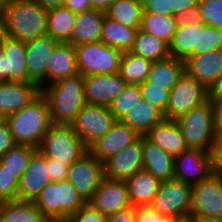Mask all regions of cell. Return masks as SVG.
<instances>
[{
    "label": "cell",
    "instance_id": "30",
    "mask_svg": "<svg viewBox=\"0 0 222 222\" xmlns=\"http://www.w3.org/2000/svg\"><path fill=\"white\" fill-rule=\"evenodd\" d=\"M184 72L185 61L168 57L153 62L146 81L152 83V86H164L170 91Z\"/></svg>",
    "mask_w": 222,
    "mask_h": 222
},
{
    "label": "cell",
    "instance_id": "18",
    "mask_svg": "<svg viewBox=\"0 0 222 222\" xmlns=\"http://www.w3.org/2000/svg\"><path fill=\"white\" fill-rule=\"evenodd\" d=\"M48 173L46 157L37 149L19 180L17 200L34 202L42 189L51 181Z\"/></svg>",
    "mask_w": 222,
    "mask_h": 222
},
{
    "label": "cell",
    "instance_id": "56",
    "mask_svg": "<svg viewBox=\"0 0 222 222\" xmlns=\"http://www.w3.org/2000/svg\"><path fill=\"white\" fill-rule=\"evenodd\" d=\"M8 81L7 58L0 49V82Z\"/></svg>",
    "mask_w": 222,
    "mask_h": 222
},
{
    "label": "cell",
    "instance_id": "8",
    "mask_svg": "<svg viewBox=\"0 0 222 222\" xmlns=\"http://www.w3.org/2000/svg\"><path fill=\"white\" fill-rule=\"evenodd\" d=\"M222 220V177L211 174L191 188L189 221Z\"/></svg>",
    "mask_w": 222,
    "mask_h": 222
},
{
    "label": "cell",
    "instance_id": "58",
    "mask_svg": "<svg viewBox=\"0 0 222 222\" xmlns=\"http://www.w3.org/2000/svg\"><path fill=\"white\" fill-rule=\"evenodd\" d=\"M38 4H40L45 9L56 8L59 6H63L65 0H35Z\"/></svg>",
    "mask_w": 222,
    "mask_h": 222
},
{
    "label": "cell",
    "instance_id": "22",
    "mask_svg": "<svg viewBox=\"0 0 222 222\" xmlns=\"http://www.w3.org/2000/svg\"><path fill=\"white\" fill-rule=\"evenodd\" d=\"M78 73L74 46L60 42L47 60L45 86Z\"/></svg>",
    "mask_w": 222,
    "mask_h": 222
},
{
    "label": "cell",
    "instance_id": "19",
    "mask_svg": "<svg viewBox=\"0 0 222 222\" xmlns=\"http://www.w3.org/2000/svg\"><path fill=\"white\" fill-rule=\"evenodd\" d=\"M140 137L130 126L116 120L111 129L96 140L88 151L100 162L104 163L122 148L132 144Z\"/></svg>",
    "mask_w": 222,
    "mask_h": 222
},
{
    "label": "cell",
    "instance_id": "34",
    "mask_svg": "<svg viewBox=\"0 0 222 222\" xmlns=\"http://www.w3.org/2000/svg\"><path fill=\"white\" fill-rule=\"evenodd\" d=\"M129 52L153 62L170 57L169 45L166 42L140 29L136 34L133 47Z\"/></svg>",
    "mask_w": 222,
    "mask_h": 222
},
{
    "label": "cell",
    "instance_id": "45",
    "mask_svg": "<svg viewBox=\"0 0 222 222\" xmlns=\"http://www.w3.org/2000/svg\"><path fill=\"white\" fill-rule=\"evenodd\" d=\"M180 217L162 216L150 206L136 207V222H185Z\"/></svg>",
    "mask_w": 222,
    "mask_h": 222
},
{
    "label": "cell",
    "instance_id": "35",
    "mask_svg": "<svg viewBox=\"0 0 222 222\" xmlns=\"http://www.w3.org/2000/svg\"><path fill=\"white\" fill-rule=\"evenodd\" d=\"M105 13L124 26L139 29L143 3L142 0H114Z\"/></svg>",
    "mask_w": 222,
    "mask_h": 222
},
{
    "label": "cell",
    "instance_id": "23",
    "mask_svg": "<svg viewBox=\"0 0 222 222\" xmlns=\"http://www.w3.org/2000/svg\"><path fill=\"white\" fill-rule=\"evenodd\" d=\"M143 169L160 181L174 177V157L155 145L146 136H142Z\"/></svg>",
    "mask_w": 222,
    "mask_h": 222
},
{
    "label": "cell",
    "instance_id": "13",
    "mask_svg": "<svg viewBox=\"0 0 222 222\" xmlns=\"http://www.w3.org/2000/svg\"><path fill=\"white\" fill-rule=\"evenodd\" d=\"M87 203L107 217L132 206L125 181L106 177L101 180Z\"/></svg>",
    "mask_w": 222,
    "mask_h": 222
},
{
    "label": "cell",
    "instance_id": "29",
    "mask_svg": "<svg viewBox=\"0 0 222 222\" xmlns=\"http://www.w3.org/2000/svg\"><path fill=\"white\" fill-rule=\"evenodd\" d=\"M139 29L124 26L105 13L101 29V42L123 52H129Z\"/></svg>",
    "mask_w": 222,
    "mask_h": 222
},
{
    "label": "cell",
    "instance_id": "31",
    "mask_svg": "<svg viewBox=\"0 0 222 222\" xmlns=\"http://www.w3.org/2000/svg\"><path fill=\"white\" fill-rule=\"evenodd\" d=\"M199 22L177 26L169 44L170 57L186 61L198 54Z\"/></svg>",
    "mask_w": 222,
    "mask_h": 222
},
{
    "label": "cell",
    "instance_id": "40",
    "mask_svg": "<svg viewBox=\"0 0 222 222\" xmlns=\"http://www.w3.org/2000/svg\"><path fill=\"white\" fill-rule=\"evenodd\" d=\"M222 49V30L199 22L198 54Z\"/></svg>",
    "mask_w": 222,
    "mask_h": 222
},
{
    "label": "cell",
    "instance_id": "16",
    "mask_svg": "<svg viewBox=\"0 0 222 222\" xmlns=\"http://www.w3.org/2000/svg\"><path fill=\"white\" fill-rule=\"evenodd\" d=\"M103 164L104 177L111 180L125 181L139 170H142V136L132 144L119 150Z\"/></svg>",
    "mask_w": 222,
    "mask_h": 222
},
{
    "label": "cell",
    "instance_id": "21",
    "mask_svg": "<svg viewBox=\"0 0 222 222\" xmlns=\"http://www.w3.org/2000/svg\"><path fill=\"white\" fill-rule=\"evenodd\" d=\"M41 92L35 83L0 82V118L27 106Z\"/></svg>",
    "mask_w": 222,
    "mask_h": 222
},
{
    "label": "cell",
    "instance_id": "50",
    "mask_svg": "<svg viewBox=\"0 0 222 222\" xmlns=\"http://www.w3.org/2000/svg\"><path fill=\"white\" fill-rule=\"evenodd\" d=\"M16 145L7 123L4 119L0 120V158L12 147Z\"/></svg>",
    "mask_w": 222,
    "mask_h": 222
},
{
    "label": "cell",
    "instance_id": "49",
    "mask_svg": "<svg viewBox=\"0 0 222 222\" xmlns=\"http://www.w3.org/2000/svg\"><path fill=\"white\" fill-rule=\"evenodd\" d=\"M175 21L177 26H185L189 24H195L201 21L198 6L187 9L175 15Z\"/></svg>",
    "mask_w": 222,
    "mask_h": 222
},
{
    "label": "cell",
    "instance_id": "57",
    "mask_svg": "<svg viewBox=\"0 0 222 222\" xmlns=\"http://www.w3.org/2000/svg\"><path fill=\"white\" fill-rule=\"evenodd\" d=\"M114 0H90L93 9L106 12Z\"/></svg>",
    "mask_w": 222,
    "mask_h": 222
},
{
    "label": "cell",
    "instance_id": "39",
    "mask_svg": "<svg viewBox=\"0 0 222 222\" xmlns=\"http://www.w3.org/2000/svg\"><path fill=\"white\" fill-rule=\"evenodd\" d=\"M141 100L142 95L139 85L126 84L122 92L113 99L109 108L115 119L121 120V118Z\"/></svg>",
    "mask_w": 222,
    "mask_h": 222
},
{
    "label": "cell",
    "instance_id": "53",
    "mask_svg": "<svg viewBox=\"0 0 222 222\" xmlns=\"http://www.w3.org/2000/svg\"><path fill=\"white\" fill-rule=\"evenodd\" d=\"M199 0H171V16L198 6Z\"/></svg>",
    "mask_w": 222,
    "mask_h": 222
},
{
    "label": "cell",
    "instance_id": "27",
    "mask_svg": "<svg viewBox=\"0 0 222 222\" xmlns=\"http://www.w3.org/2000/svg\"><path fill=\"white\" fill-rule=\"evenodd\" d=\"M132 206H150L157 194L161 181L142 169L125 180Z\"/></svg>",
    "mask_w": 222,
    "mask_h": 222
},
{
    "label": "cell",
    "instance_id": "59",
    "mask_svg": "<svg viewBox=\"0 0 222 222\" xmlns=\"http://www.w3.org/2000/svg\"><path fill=\"white\" fill-rule=\"evenodd\" d=\"M5 36V16L3 10H0V43Z\"/></svg>",
    "mask_w": 222,
    "mask_h": 222
},
{
    "label": "cell",
    "instance_id": "60",
    "mask_svg": "<svg viewBox=\"0 0 222 222\" xmlns=\"http://www.w3.org/2000/svg\"><path fill=\"white\" fill-rule=\"evenodd\" d=\"M7 0H0V10H3V7L5 5Z\"/></svg>",
    "mask_w": 222,
    "mask_h": 222
},
{
    "label": "cell",
    "instance_id": "55",
    "mask_svg": "<svg viewBox=\"0 0 222 222\" xmlns=\"http://www.w3.org/2000/svg\"><path fill=\"white\" fill-rule=\"evenodd\" d=\"M209 99H222V74L217 78L216 82L209 89Z\"/></svg>",
    "mask_w": 222,
    "mask_h": 222
},
{
    "label": "cell",
    "instance_id": "2",
    "mask_svg": "<svg viewBox=\"0 0 222 222\" xmlns=\"http://www.w3.org/2000/svg\"><path fill=\"white\" fill-rule=\"evenodd\" d=\"M3 13L9 38L28 42L47 34V9L35 0H7Z\"/></svg>",
    "mask_w": 222,
    "mask_h": 222
},
{
    "label": "cell",
    "instance_id": "14",
    "mask_svg": "<svg viewBox=\"0 0 222 222\" xmlns=\"http://www.w3.org/2000/svg\"><path fill=\"white\" fill-rule=\"evenodd\" d=\"M209 153L200 149L187 148L174 156L173 179L195 185L211 175Z\"/></svg>",
    "mask_w": 222,
    "mask_h": 222
},
{
    "label": "cell",
    "instance_id": "7",
    "mask_svg": "<svg viewBox=\"0 0 222 222\" xmlns=\"http://www.w3.org/2000/svg\"><path fill=\"white\" fill-rule=\"evenodd\" d=\"M77 69L83 76L119 73L123 53L101 41L74 46Z\"/></svg>",
    "mask_w": 222,
    "mask_h": 222
},
{
    "label": "cell",
    "instance_id": "4",
    "mask_svg": "<svg viewBox=\"0 0 222 222\" xmlns=\"http://www.w3.org/2000/svg\"><path fill=\"white\" fill-rule=\"evenodd\" d=\"M50 222H66L86 202L68 180L50 181L33 202Z\"/></svg>",
    "mask_w": 222,
    "mask_h": 222
},
{
    "label": "cell",
    "instance_id": "51",
    "mask_svg": "<svg viewBox=\"0 0 222 222\" xmlns=\"http://www.w3.org/2000/svg\"><path fill=\"white\" fill-rule=\"evenodd\" d=\"M107 222H136V207L131 206L128 209L117 212L109 216Z\"/></svg>",
    "mask_w": 222,
    "mask_h": 222
},
{
    "label": "cell",
    "instance_id": "47",
    "mask_svg": "<svg viewBox=\"0 0 222 222\" xmlns=\"http://www.w3.org/2000/svg\"><path fill=\"white\" fill-rule=\"evenodd\" d=\"M143 12L171 15V0H142Z\"/></svg>",
    "mask_w": 222,
    "mask_h": 222
},
{
    "label": "cell",
    "instance_id": "24",
    "mask_svg": "<svg viewBox=\"0 0 222 222\" xmlns=\"http://www.w3.org/2000/svg\"><path fill=\"white\" fill-rule=\"evenodd\" d=\"M145 136L173 157L187 149L182 131L175 120L164 119Z\"/></svg>",
    "mask_w": 222,
    "mask_h": 222
},
{
    "label": "cell",
    "instance_id": "6",
    "mask_svg": "<svg viewBox=\"0 0 222 222\" xmlns=\"http://www.w3.org/2000/svg\"><path fill=\"white\" fill-rule=\"evenodd\" d=\"M38 150L45 156L71 165L80 159L88 148L79 139L71 125L52 124L45 133Z\"/></svg>",
    "mask_w": 222,
    "mask_h": 222
},
{
    "label": "cell",
    "instance_id": "41",
    "mask_svg": "<svg viewBox=\"0 0 222 222\" xmlns=\"http://www.w3.org/2000/svg\"><path fill=\"white\" fill-rule=\"evenodd\" d=\"M201 21L222 30V0H199Z\"/></svg>",
    "mask_w": 222,
    "mask_h": 222
},
{
    "label": "cell",
    "instance_id": "28",
    "mask_svg": "<svg viewBox=\"0 0 222 222\" xmlns=\"http://www.w3.org/2000/svg\"><path fill=\"white\" fill-rule=\"evenodd\" d=\"M164 119V114L157 107L142 99L121 118V121L140 136H145L154 125Z\"/></svg>",
    "mask_w": 222,
    "mask_h": 222
},
{
    "label": "cell",
    "instance_id": "3",
    "mask_svg": "<svg viewBox=\"0 0 222 222\" xmlns=\"http://www.w3.org/2000/svg\"><path fill=\"white\" fill-rule=\"evenodd\" d=\"M45 96L52 124L70 125L85 104L83 75L57 80L41 89Z\"/></svg>",
    "mask_w": 222,
    "mask_h": 222
},
{
    "label": "cell",
    "instance_id": "61",
    "mask_svg": "<svg viewBox=\"0 0 222 222\" xmlns=\"http://www.w3.org/2000/svg\"><path fill=\"white\" fill-rule=\"evenodd\" d=\"M193 222H222V220H212V221H193Z\"/></svg>",
    "mask_w": 222,
    "mask_h": 222
},
{
    "label": "cell",
    "instance_id": "37",
    "mask_svg": "<svg viewBox=\"0 0 222 222\" xmlns=\"http://www.w3.org/2000/svg\"><path fill=\"white\" fill-rule=\"evenodd\" d=\"M176 28L175 16L143 12L139 29L156 36L169 45Z\"/></svg>",
    "mask_w": 222,
    "mask_h": 222
},
{
    "label": "cell",
    "instance_id": "12",
    "mask_svg": "<svg viewBox=\"0 0 222 222\" xmlns=\"http://www.w3.org/2000/svg\"><path fill=\"white\" fill-rule=\"evenodd\" d=\"M103 178L104 164L88 151L69 166L66 180L87 203Z\"/></svg>",
    "mask_w": 222,
    "mask_h": 222
},
{
    "label": "cell",
    "instance_id": "20",
    "mask_svg": "<svg viewBox=\"0 0 222 222\" xmlns=\"http://www.w3.org/2000/svg\"><path fill=\"white\" fill-rule=\"evenodd\" d=\"M185 72L209 90L222 74V49L190 56L185 61Z\"/></svg>",
    "mask_w": 222,
    "mask_h": 222
},
{
    "label": "cell",
    "instance_id": "17",
    "mask_svg": "<svg viewBox=\"0 0 222 222\" xmlns=\"http://www.w3.org/2000/svg\"><path fill=\"white\" fill-rule=\"evenodd\" d=\"M59 43L48 34L25 42V57L29 79L40 90L45 87L47 60Z\"/></svg>",
    "mask_w": 222,
    "mask_h": 222
},
{
    "label": "cell",
    "instance_id": "10",
    "mask_svg": "<svg viewBox=\"0 0 222 222\" xmlns=\"http://www.w3.org/2000/svg\"><path fill=\"white\" fill-rule=\"evenodd\" d=\"M209 99V90L186 72L170 89L165 119L176 120Z\"/></svg>",
    "mask_w": 222,
    "mask_h": 222
},
{
    "label": "cell",
    "instance_id": "33",
    "mask_svg": "<svg viewBox=\"0 0 222 222\" xmlns=\"http://www.w3.org/2000/svg\"><path fill=\"white\" fill-rule=\"evenodd\" d=\"M0 222H49L33 202H0Z\"/></svg>",
    "mask_w": 222,
    "mask_h": 222
},
{
    "label": "cell",
    "instance_id": "48",
    "mask_svg": "<svg viewBox=\"0 0 222 222\" xmlns=\"http://www.w3.org/2000/svg\"><path fill=\"white\" fill-rule=\"evenodd\" d=\"M46 165H48V174L51 181L58 182L66 180L69 165L50 157H46Z\"/></svg>",
    "mask_w": 222,
    "mask_h": 222
},
{
    "label": "cell",
    "instance_id": "5",
    "mask_svg": "<svg viewBox=\"0 0 222 222\" xmlns=\"http://www.w3.org/2000/svg\"><path fill=\"white\" fill-rule=\"evenodd\" d=\"M184 137L187 148L209 152L216 140L214 111L210 99L194 107L175 120Z\"/></svg>",
    "mask_w": 222,
    "mask_h": 222
},
{
    "label": "cell",
    "instance_id": "15",
    "mask_svg": "<svg viewBox=\"0 0 222 222\" xmlns=\"http://www.w3.org/2000/svg\"><path fill=\"white\" fill-rule=\"evenodd\" d=\"M125 85L119 73L83 76L85 103L109 107Z\"/></svg>",
    "mask_w": 222,
    "mask_h": 222
},
{
    "label": "cell",
    "instance_id": "46",
    "mask_svg": "<svg viewBox=\"0 0 222 222\" xmlns=\"http://www.w3.org/2000/svg\"><path fill=\"white\" fill-rule=\"evenodd\" d=\"M211 173L222 177V135H218L209 150Z\"/></svg>",
    "mask_w": 222,
    "mask_h": 222
},
{
    "label": "cell",
    "instance_id": "44",
    "mask_svg": "<svg viewBox=\"0 0 222 222\" xmlns=\"http://www.w3.org/2000/svg\"><path fill=\"white\" fill-rule=\"evenodd\" d=\"M108 217L85 203L66 222H107Z\"/></svg>",
    "mask_w": 222,
    "mask_h": 222
},
{
    "label": "cell",
    "instance_id": "38",
    "mask_svg": "<svg viewBox=\"0 0 222 222\" xmlns=\"http://www.w3.org/2000/svg\"><path fill=\"white\" fill-rule=\"evenodd\" d=\"M36 150L37 148L30 145L16 144L0 158V164L20 180Z\"/></svg>",
    "mask_w": 222,
    "mask_h": 222
},
{
    "label": "cell",
    "instance_id": "26",
    "mask_svg": "<svg viewBox=\"0 0 222 222\" xmlns=\"http://www.w3.org/2000/svg\"><path fill=\"white\" fill-rule=\"evenodd\" d=\"M105 12L91 9L76 14L75 26L69 43L73 46L101 40Z\"/></svg>",
    "mask_w": 222,
    "mask_h": 222
},
{
    "label": "cell",
    "instance_id": "25",
    "mask_svg": "<svg viewBox=\"0 0 222 222\" xmlns=\"http://www.w3.org/2000/svg\"><path fill=\"white\" fill-rule=\"evenodd\" d=\"M0 49L7 58L8 81L33 83L29 79L26 65L25 42L5 36L1 40Z\"/></svg>",
    "mask_w": 222,
    "mask_h": 222
},
{
    "label": "cell",
    "instance_id": "36",
    "mask_svg": "<svg viewBox=\"0 0 222 222\" xmlns=\"http://www.w3.org/2000/svg\"><path fill=\"white\" fill-rule=\"evenodd\" d=\"M153 61L136 56L131 52H123L119 74L126 84H141L147 80Z\"/></svg>",
    "mask_w": 222,
    "mask_h": 222
},
{
    "label": "cell",
    "instance_id": "43",
    "mask_svg": "<svg viewBox=\"0 0 222 222\" xmlns=\"http://www.w3.org/2000/svg\"><path fill=\"white\" fill-rule=\"evenodd\" d=\"M19 179L0 164V202L16 201Z\"/></svg>",
    "mask_w": 222,
    "mask_h": 222
},
{
    "label": "cell",
    "instance_id": "52",
    "mask_svg": "<svg viewBox=\"0 0 222 222\" xmlns=\"http://www.w3.org/2000/svg\"><path fill=\"white\" fill-rule=\"evenodd\" d=\"M63 6L76 14L93 9L90 0H65Z\"/></svg>",
    "mask_w": 222,
    "mask_h": 222
},
{
    "label": "cell",
    "instance_id": "32",
    "mask_svg": "<svg viewBox=\"0 0 222 222\" xmlns=\"http://www.w3.org/2000/svg\"><path fill=\"white\" fill-rule=\"evenodd\" d=\"M76 13L59 6L47 10V34L58 42L69 43L75 26Z\"/></svg>",
    "mask_w": 222,
    "mask_h": 222
},
{
    "label": "cell",
    "instance_id": "1",
    "mask_svg": "<svg viewBox=\"0 0 222 222\" xmlns=\"http://www.w3.org/2000/svg\"><path fill=\"white\" fill-rule=\"evenodd\" d=\"M4 121L16 144L30 145L37 149L52 125L49 105L41 92L20 111L6 116Z\"/></svg>",
    "mask_w": 222,
    "mask_h": 222
},
{
    "label": "cell",
    "instance_id": "42",
    "mask_svg": "<svg viewBox=\"0 0 222 222\" xmlns=\"http://www.w3.org/2000/svg\"><path fill=\"white\" fill-rule=\"evenodd\" d=\"M142 99L149 102L152 106L157 107L165 117V111L168 104L169 90L164 86H152V83L147 81L139 84Z\"/></svg>",
    "mask_w": 222,
    "mask_h": 222
},
{
    "label": "cell",
    "instance_id": "54",
    "mask_svg": "<svg viewBox=\"0 0 222 222\" xmlns=\"http://www.w3.org/2000/svg\"><path fill=\"white\" fill-rule=\"evenodd\" d=\"M214 111V128L216 135H222V99L211 100Z\"/></svg>",
    "mask_w": 222,
    "mask_h": 222
},
{
    "label": "cell",
    "instance_id": "11",
    "mask_svg": "<svg viewBox=\"0 0 222 222\" xmlns=\"http://www.w3.org/2000/svg\"><path fill=\"white\" fill-rule=\"evenodd\" d=\"M115 121L109 107L85 103L70 125L79 139L89 148L111 129Z\"/></svg>",
    "mask_w": 222,
    "mask_h": 222
},
{
    "label": "cell",
    "instance_id": "9",
    "mask_svg": "<svg viewBox=\"0 0 222 222\" xmlns=\"http://www.w3.org/2000/svg\"><path fill=\"white\" fill-rule=\"evenodd\" d=\"M191 185L172 179L161 181L150 207L162 216L180 217L186 221L191 212Z\"/></svg>",
    "mask_w": 222,
    "mask_h": 222
}]
</instances>
